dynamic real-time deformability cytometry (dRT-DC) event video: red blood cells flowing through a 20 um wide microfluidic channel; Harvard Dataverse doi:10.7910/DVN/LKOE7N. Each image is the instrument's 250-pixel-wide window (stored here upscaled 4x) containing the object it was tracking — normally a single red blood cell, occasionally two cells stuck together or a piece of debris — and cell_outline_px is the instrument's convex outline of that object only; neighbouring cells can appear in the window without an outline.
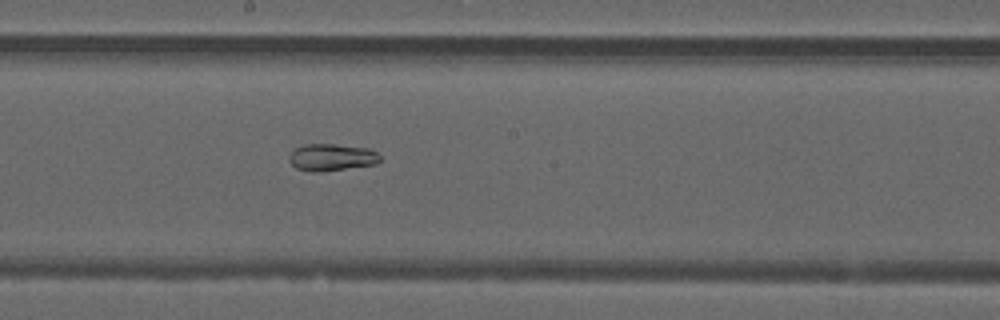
{"species": "common noctule bat (a hibernating species)", "species_latin": "Nyctalus noctula", "temperature_condition": "warm", "stored_images_in_passage": 51, "camera_frame_rate_fps": 3000, "um_per_image_px": 0.085, "animal": {"sex": "male", "forearm_length_mm": 52.5}, "frame": {"image": 1, "passage_image": 28, "time_ms": 9.0, "image_size_px": [1000, 320], "cell_outline_px": [[380, 160], [376, 164], [320, 172], [312, 172], [296, 168], [288, 160], [288, 156], [296, 148], [304, 144], [336, 144], [368, 148], [376, 152], [380, 156]], "centroid_in_image_um": [28.17, 13.37], "position_along_channel_um": 220.0, "area_um2": 14.33}}
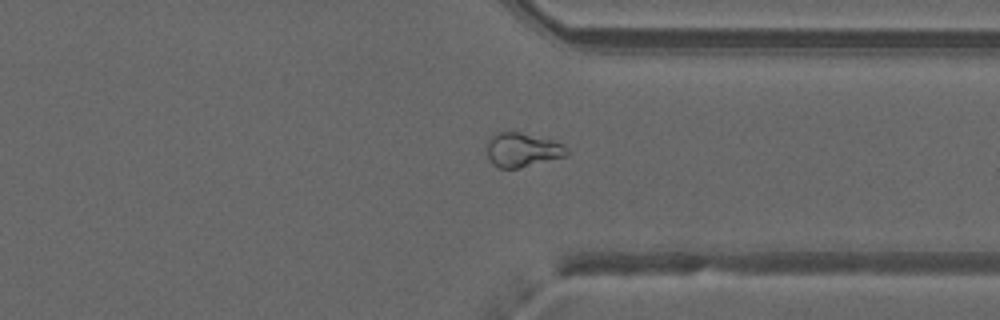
{"frame": {"image": 2, "passage_image": 39, "time_ms": 12.667, "image_size_px": [1000, 320], "cell_outline_px": [[568, 152], [564, 156], [520, 168], [500, 168], [492, 164], [484, 148], [488, 140], [496, 132], [508, 128], [552, 140], [564, 144], [568, 148]], "centroid_in_image_um": [44.33, 12.69], "position_along_channel_um": 367.1, "area_um2": 16.42}}
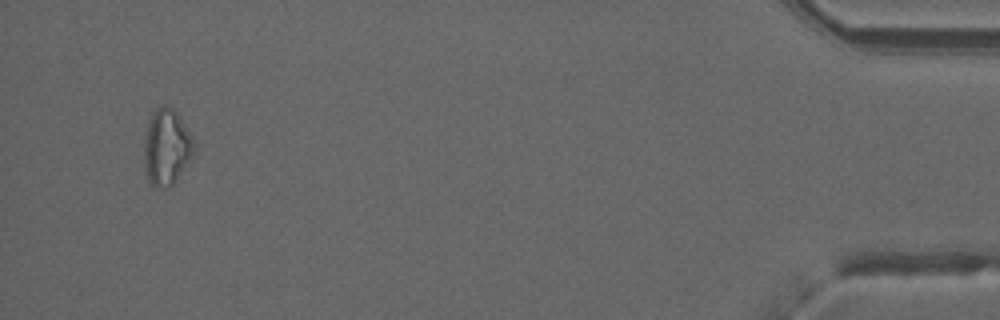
{"frame": {"image": 3, "passage_image": 49, "time_ms": 16.0, "image_size_px": [1000, 320], "cell_outline_px": [[196, 148], [176, 180], [172, 184], [164, 188], [156, 188], [148, 180], [144, 168], [144, 136], [148, 120], [152, 112], [156, 108], [164, 104], [172, 108], [180, 116], [192, 136]], "centroid_in_image_um": [14.13, 12.47], "position_along_channel_um": 421.1, "area_um2": 22.25}, "authors_computed_cell_mechanics": {"area_um2": 18.8428, "velocity_mm_per_s": 4.0197, "shape_relaxation_time_tau1_ms": null, "shape_relaxation_time_tau2_ms": 1.4523, "deformation_change_tau1": null, "deformation_change_tau2": 0.0678}}